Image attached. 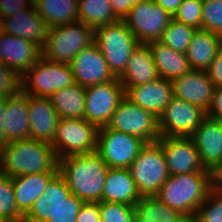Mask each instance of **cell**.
<instances>
[{
    "mask_svg": "<svg viewBox=\"0 0 222 222\" xmlns=\"http://www.w3.org/2000/svg\"><path fill=\"white\" fill-rule=\"evenodd\" d=\"M212 186V172L169 175L155 196L192 221Z\"/></svg>",
    "mask_w": 222,
    "mask_h": 222,
    "instance_id": "obj_3",
    "label": "cell"
},
{
    "mask_svg": "<svg viewBox=\"0 0 222 222\" xmlns=\"http://www.w3.org/2000/svg\"><path fill=\"white\" fill-rule=\"evenodd\" d=\"M147 44L161 78L173 81L191 70L185 53L175 51L160 41Z\"/></svg>",
    "mask_w": 222,
    "mask_h": 222,
    "instance_id": "obj_28",
    "label": "cell"
},
{
    "mask_svg": "<svg viewBox=\"0 0 222 222\" xmlns=\"http://www.w3.org/2000/svg\"><path fill=\"white\" fill-rule=\"evenodd\" d=\"M34 5L49 29L79 21V0H37Z\"/></svg>",
    "mask_w": 222,
    "mask_h": 222,
    "instance_id": "obj_29",
    "label": "cell"
},
{
    "mask_svg": "<svg viewBox=\"0 0 222 222\" xmlns=\"http://www.w3.org/2000/svg\"><path fill=\"white\" fill-rule=\"evenodd\" d=\"M21 91V76L0 62V98L12 97Z\"/></svg>",
    "mask_w": 222,
    "mask_h": 222,
    "instance_id": "obj_39",
    "label": "cell"
},
{
    "mask_svg": "<svg viewBox=\"0 0 222 222\" xmlns=\"http://www.w3.org/2000/svg\"><path fill=\"white\" fill-rule=\"evenodd\" d=\"M33 5L32 0H0V18L14 16Z\"/></svg>",
    "mask_w": 222,
    "mask_h": 222,
    "instance_id": "obj_41",
    "label": "cell"
},
{
    "mask_svg": "<svg viewBox=\"0 0 222 222\" xmlns=\"http://www.w3.org/2000/svg\"><path fill=\"white\" fill-rule=\"evenodd\" d=\"M173 17L154 0H144L133 6L123 19L139 43L159 41Z\"/></svg>",
    "mask_w": 222,
    "mask_h": 222,
    "instance_id": "obj_11",
    "label": "cell"
},
{
    "mask_svg": "<svg viewBox=\"0 0 222 222\" xmlns=\"http://www.w3.org/2000/svg\"><path fill=\"white\" fill-rule=\"evenodd\" d=\"M42 57V48L29 40L4 33L0 38V62L21 77Z\"/></svg>",
    "mask_w": 222,
    "mask_h": 222,
    "instance_id": "obj_17",
    "label": "cell"
},
{
    "mask_svg": "<svg viewBox=\"0 0 222 222\" xmlns=\"http://www.w3.org/2000/svg\"><path fill=\"white\" fill-rule=\"evenodd\" d=\"M159 4L166 12L172 17L177 13L179 6L182 4V0H154Z\"/></svg>",
    "mask_w": 222,
    "mask_h": 222,
    "instance_id": "obj_46",
    "label": "cell"
},
{
    "mask_svg": "<svg viewBox=\"0 0 222 222\" xmlns=\"http://www.w3.org/2000/svg\"><path fill=\"white\" fill-rule=\"evenodd\" d=\"M141 1L144 0H110L112 11L119 20H123L130 9Z\"/></svg>",
    "mask_w": 222,
    "mask_h": 222,
    "instance_id": "obj_44",
    "label": "cell"
},
{
    "mask_svg": "<svg viewBox=\"0 0 222 222\" xmlns=\"http://www.w3.org/2000/svg\"><path fill=\"white\" fill-rule=\"evenodd\" d=\"M202 5V0H182L173 18L196 29H202Z\"/></svg>",
    "mask_w": 222,
    "mask_h": 222,
    "instance_id": "obj_38",
    "label": "cell"
},
{
    "mask_svg": "<svg viewBox=\"0 0 222 222\" xmlns=\"http://www.w3.org/2000/svg\"><path fill=\"white\" fill-rule=\"evenodd\" d=\"M99 128L84 118L60 119L51 143L58 159L97 151Z\"/></svg>",
    "mask_w": 222,
    "mask_h": 222,
    "instance_id": "obj_8",
    "label": "cell"
},
{
    "mask_svg": "<svg viewBox=\"0 0 222 222\" xmlns=\"http://www.w3.org/2000/svg\"><path fill=\"white\" fill-rule=\"evenodd\" d=\"M77 222H101L99 202H84L77 215Z\"/></svg>",
    "mask_w": 222,
    "mask_h": 222,
    "instance_id": "obj_42",
    "label": "cell"
},
{
    "mask_svg": "<svg viewBox=\"0 0 222 222\" xmlns=\"http://www.w3.org/2000/svg\"><path fill=\"white\" fill-rule=\"evenodd\" d=\"M213 185L222 188V164L213 173Z\"/></svg>",
    "mask_w": 222,
    "mask_h": 222,
    "instance_id": "obj_48",
    "label": "cell"
},
{
    "mask_svg": "<svg viewBox=\"0 0 222 222\" xmlns=\"http://www.w3.org/2000/svg\"><path fill=\"white\" fill-rule=\"evenodd\" d=\"M129 170L141 196L156 195L169 177L166 159L158 142L146 143Z\"/></svg>",
    "mask_w": 222,
    "mask_h": 222,
    "instance_id": "obj_7",
    "label": "cell"
},
{
    "mask_svg": "<svg viewBox=\"0 0 222 222\" xmlns=\"http://www.w3.org/2000/svg\"><path fill=\"white\" fill-rule=\"evenodd\" d=\"M15 202L12 178L0 172V222H23Z\"/></svg>",
    "mask_w": 222,
    "mask_h": 222,
    "instance_id": "obj_34",
    "label": "cell"
},
{
    "mask_svg": "<svg viewBox=\"0 0 222 222\" xmlns=\"http://www.w3.org/2000/svg\"><path fill=\"white\" fill-rule=\"evenodd\" d=\"M4 115L3 126L7 143L30 138L26 93L21 91L18 95L6 98Z\"/></svg>",
    "mask_w": 222,
    "mask_h": 222,
    "instance_id": "obj_25",
    "label": "cell"
},
{
    "mask_svg": "<svg viewBox=\"0 0 222 222\" xmlns=\"http://www.w3.org/2000/svg\"><path fill=\"white\" fill-rule=\"evenodd\" d=\"M221 47V36L197 29L185 53L191 70L206 71Z\"/></svg>",
    "mask_w": 222,
    "mask_h": 222,
    "instance_id": "obj_27",
    "label": "cell"
},
{
    "mask_svg": "<svg viewBox=\"0 0 222 222\" xmlns=\"http://www.w3.org/2000/svg\"><path fill=\"white\" fill-rule=\"evenodd\" d=\"M4 33L21 37L44 47L48 35V26L37 13L35 5L14 16L1 18Z\"/></svg>",
    "mask_w": 222,
    "mask_h": 222,
    "instance_id": "obj_21",
    "label": "cell"
},
{
    "mask_svg": "<svg viewBox=\"0 0 222 222\" xmlns=\"http://www.w3.org/2000/svg\"><path fill=\"white\" fill-rule=\"evenodd\" d=\"M78 6L79 21L94 30L119 21L110 0H79Z\"/></svg>",
    "mask_w": 222,
    "mask_h": 222,
    "instance_id": "obj_32",
    "label": "cell"
},
{
    "mask_svg": "<svg viewBox=\"0 0 222 222\" xmlns=\"http://www.w3.org/2000/svg\"><path fill=\"white\" fill-rule=\"evenodd\" d=\"M95 30L77 21L48 30L42 56L46 60L69 64L82 49L94 43Z\"/></svg>",
    "mask_w": 222,
    "mask_h": 222,
    "instance_id": "obj_4",
    "label": "cell"
},
{
    "mask_svg": "<svg viewBox=\"0 0 222 222\" xmlns=\"http://www.w3.org/2000/svg\"><path fill=\"white\" fill-rule=\"evenodd\" d=\"M157 142L162 147L169 175L211 172L202 165L191 137L161 136Z\"/></svg>",
    "mask_w": 222,
    "mask_h": 222,
    "instance_id": "obj_14",
    "label": "cell"
},
{
    "mask_svg": "<svg viewBox=\"0 0 222 222\" xmlns=\"http://www.w3.org/2000/svg\"><path fill=\"white\" fill-rule=\"evenodd\" d=\"M0 172L11 178L58 173V158L50 143L32 138L13 141L0 149Z\"/></svg>",
    "mask_w": 222,
    "mask_h": 222,
    "instance_id": "obj_1",
    "label": "cell"
},
{
    "mask_svg": "<svg viewBox=\"0 0 222 222\" xmlns=\"http://www.w3.org/2000/svg\"><path fill=\"white\" fill-rule=\"evenodd\" d=\"M205 169L214 173L222 164V127L219 120L206 116L190 136Z\"/></svg>",
    "mask_w": 222,
    "mask_h": 222,
    "instance_id": "obj_18",
    "label": "cell"
},
{
    "mask_svg": "<svg viewBox=\"0 0 222 222\" xmlns=\"http://www.w3.org/2000/svg\"><path fill=\"white\" fill-rule=\"evenodd\" d=\"M30 138L52 143L60 121L50 98L27 94Z\"/></svg>",
    "mask_w": 222,
    "mask_h": 222,
    "instance_id": "obj_19",
    "label": "cell"
},
{
    "mask_svg": "<svg viewBox=\"0 0 222 222\" xmlns=\"http://www.w3.org/2000/svg\"><path fill=\"white\" fill-rule=\"evenodd\" d=\"M101 222H136L135 207L123 203L99 202Z\"/></svg>",
    "mask_w": 222,
    "mask_h": 222,
    "instance_id": "obj_36",
    "label": "cell"
},
{
    "mask_svg": "<svg viewBox=\"0 0 222 222\" xmlns=\"http://www.w3.org/2000/svg\"><path fill=\"white\" fill-rule=\"evenodd\" d=\"M6 106V98H0V149L7 145L5 131H4V112Z\"/></svg>",
    "mask_w": 222,
    "mask_h": 222,
    "instance_id": "obj_47",
    "label": "cell"
},
{
    "mask_svg": "<svg viewBox=\"0 0 222 222\" xmlns=\"http://www.w3.org/2000/svg\"><path fill=\"white\" fill-rule=\"evenodd\" d=\"M125 96L159 118L173 97L172 81L160 77L146 84L130 87Z\"/></svg>",
    "mask_w": 222,
    "mask_h": 222,
    "instance_id": "obj_20",
    "label": "cell"
},
{
    "mask_svg": "<svg viewBox=\"0 0 222 222\" xmlns=\"http://www.w3.org/2000/svg\"><path fill=\"white\" fill-rule=\"evenodd\" d=\"M206 116L198 106L173 96L158 118L160 136L190 137Z\"/></svg>",
    "mask_w": 222,
    "mask_h": 222,
    "instance_id": "obj_13",
    "label": "cell"
},
{
    "mask_svg": "<svg viewBox=\"0 0 222 222\" xmlns=\"http://www.w3.org/2000/svg\"><path fill=\"white\" fill-rule=\"evenodd\" d=\"M57 173H37L12 178L18 212L25 217Z\"/></svg>",
    "mask_w": 222,
    "mask_h": 222,
    "instance_id": "obj_26",
    "label": "cell"
},
{
    "mask_svg": "<svg viewBox=\"0 0 222 222\" xmlns=\"http://www.w3.org/2000/svg\"><path fill=\"white\" fill-rule=\"evenodd\" d=\"M160 78L149 45L139 43L132 51L126 70L118 78L125 92L130 88Z\"/></svg>",
    "mask_w": 222,
    "mask_h": 222,
    "instance_id": "obj_23",
    "label": "cell"
},
{
    "mask_svg": "<svg viewBox=\"0 0 222 222\" xmlns=\"http://www.w3.org/2000/svg\"><path fill=\"white\" fill-rule=\"evenodd\" d=\"M94 43L117 78L124 73L132 51L139 45L123 20L95 29Z\"/></svg>",
    "mask_w": 222,
    "mask_h": 222,
    "instance_id": "obj_5",
    "label": "cell"
},
{
    "mask_svg": "<svg viewBox=\"0 0 222 222\" xmlns=\"http://www.w3.org/2000/svg\"><path fill=\"white\" fill-rule=\"evenodd\" d=\"M71 195L63 176L58 172L47 184L43 194L33 204L23 222H47Z\"/></svg>",
    "mask_w": 222,
    "mask_h": 222,
    "instance_id": "obj_22",
    "label": "cell"
},
{
    "mask_svg": "<svg viewBox=\"0 0 222 222\" xmlns=\"http://www.w3.org/2000/svg\"><path fill=\"white\" fill-rule=\"evenodd\" d=\"M173 96L195 106L206 113L211 107L215 85L207 71L190 70L172 81Z\"/></svg>",
    "mask_w": 222,
    "mask_h": 222,
    "instance_id": "obj_16",
    "label": "cell"
},
{
    "mask_svg": "<svg viewBox=\"0 0 222 222\" xmlns=\"http://www.w3.org/2000/svg\"><path fill=\"white\" fill-rule=\"evenodd\" d=\"M58 169L71 194L83 202L101 201L109 168L97 152L60 158Z\"/></svg>",
    "mask_w": 222,
    "mask_h": 222,
    "instance_id": "obj_2",
    "label": "cell"
},
{
    "mask_svg": "<svg viewBox=\"0 0 222 222\" xmlns=\"http://www.w3.org/2000/svg\"><path fill=\"white\" fill-rule=\"evenodd\" d=\"M202 30L222 37V0H202Z\"/></svg>",
    "mask_w": 222,
    "mask_h": 222,
    "instance_id": "obj_37",
    "label": "cell"
},
{
    "mask_svg": "<svg viewBox=\"0 0 222 222\" xmlns=\"http://www.w3.org/2000/svg\"><path fill=\"white\" fill-rule=\"evenodd\" d=\"M69 65L75 82L83 87L108 83L116 78L95 43L79 51Z\"/></svg>",
    "mask_w": 222,
    "mask_h": 222,
    "instance_id": "obj_15",
    "label": "cell"
},
{
    "mask_svg": "<svg viewBox=\"0 0 222 222\" xmlns=\"http://www.w3.org/2000/svg\"><path fill=\"white\" fill-rule=\"evenodd\" d=\"M134 207L136 222H191L184 214L170 208L155 195L142 196Z\"/></svg>",
    "mask_w": 222,
    "mask_h": 222,
    "instance_id": "obj_30",
    "label": "cell"
},
{
    "mask_svg": "<svg viewBox=\"0 0 222 222\" xmlns=\"http://www.w3.org/2000/svg\"><path fill=\"white\" fill-rule=\"evenodd\" d=\"M49 98L60 119L84 118L85 87L75 83L54 92Z\"/></svg>",
    "mask_w": 222,
    "mask_h": 222,
    "instance_id": "obj_31",
    "label": "cell"
},
{
    "mask_svg": "<svg viewBox=\"0 0 222 222\" xmlns=\"http://www.w3.org/2000/svg\"><path fill=\"white\" fill-rule=\"evenodd\" d=\"M3 34H4V28H3L2 20L0 18V38L2 37Z\"/></svg>",
    "mask_w": 222,
    "mask_h": 222,
    "instance_id": "obj_49",
    "label": "cell"
},
{
    "mask_svg": "<svg viewBox=\"0 0 222 222\" xmlns=\"http://www.w3.org/2000/svg\"><path fill=\"white\" fill-rule=\"evenodd\" d=\"M196 30V28L178 22L173 18L159 41L175 51L186 53Z\"/></svg>",
    "mask_w": 222,
    "mask_h": 222,
    "instance_id": "obj_33",
    "label": "cell"
},
{
    "mask_svg": "<svg viewBox=\"0 0 222 222\" xmlns=\"http://www.w3.org/2000/svg\"><path fill=\"white\" fill-rule=\"evenodd\" d=\"M141 197L129 169H108L101 201L134 206Z\"/></svg>",
    "mask_w": 222,
    "mask_h": 222,
    "instance_id": "obj_24",
    "label": "cell"
},
{
    "mask_svg": "<svg viewBox=\"0 0 222 222\" xmlns=\"http://www.w3.org/2000/svg\"><path fill=\"white\" fill-rule=\"evenodd\" d=\"M83 203L79 197L71 194L47 222H77V215Z\"/></svg>",
    "mask_w": 222,
    "mask_h": 222,
    "instance_id": "obj_40",
    "label": "cell"
},
{
    "mask_svg": "<svg viewBox=\"0 0 222 222\" xmlns=\"http://www.w3.org/2000/svg\"><path fill=\"white\" fill-rule=\"evenodd\" d=\"M207 116L222 121V86L215 87L211 107Z\"/></svg>",
    "mask_w": 222,
    "mask_h": 222,
    "instance_id": "obj_45",
    "label": "cell"
},
{
    "mask_svg": "<svg viewBox=\"0 0 222 222\" xmlns=\"http://www.w3.org/2000/svg\"><path fill=\"white\" fill-rule=\"evenodd\" d=\"M21 82L23 93L47 98L76 83L69 64L46 60L43 56L21 77Z\"/></svg>",
    "mask_w": 222,
    "mask_h": 222,
    "instance_id": "obj_6",
    "label": "cell"
},
{
    "mask_svg": "<svg viewBox=\"0 0 222 222\" xmlns=\"http://www.w3.org/2000/svg\"><path fill=\"white\" fill-rule=\"evenodd\" d=\"M146 142L107 126L99 128L97 153L108 168L129 169Z\"/></svg>",
    "mask_w": 222,
    "mask_h": 222,
    "instance_id": "obj_9",
    "label": "cell"
},
{
    "mask_svg": "<svg viewBox=\"0 0 222 222\" xmlns=\"http://www.w3.org/2000/svg\"><path fill=\"white\" fill-rule=\"evenodd\" d=\"M191 222H222V188L211 187Z\"/></svg>",
    "mask_w": 222,
    "mask_h": 222,
    "instance_id": "obj_35",
    "label": "cell"
},
{
    "mask_svg": "<svg viewBox=\"0 0 222 222\" xmlns=\"http://www.w3.org/2000/svg\"><path fill=\"white\" fill-rule=\"evenodd\" d=\"M206 71L215 87L222 86V47Z\"/></svg>",
    "mask_w": 222,
    "mask_h": 222,
    "instance_id": "obj_43",
    "label": "cell"
},
{
    "mask_svg": "<svg viewBox=\"0 0 222 222\" xmlns=\"http://www.w3.org/2000/svg\"><path fill=\"white\" fill-rule=\"evenodd\" d=\"M124 97L125 89L117 77L85 87L84 119L98 128L107 126Z\"/></svg>",
    "mask_w": 222,
    "mask_h": 222,
    "instance_id": "obj_12",
    "label": "cell"
},
{
    "mask_svg": "<svg viewBox=\"0 0 222 222\" xmlns=\"http://www.w3.org/2000/svg\"><path fill=\"white\" fill-rule=\"evenodd\" d=\"M108 128L132 134L146 143L157 142L161 137L158 130V118L126 96L114 111Z\"/></svg>",
    "mask_w": 222,
    "mask_h": 222,
    "instance_id": "obj_10",
    "label": "cell"
}]
</instances>
